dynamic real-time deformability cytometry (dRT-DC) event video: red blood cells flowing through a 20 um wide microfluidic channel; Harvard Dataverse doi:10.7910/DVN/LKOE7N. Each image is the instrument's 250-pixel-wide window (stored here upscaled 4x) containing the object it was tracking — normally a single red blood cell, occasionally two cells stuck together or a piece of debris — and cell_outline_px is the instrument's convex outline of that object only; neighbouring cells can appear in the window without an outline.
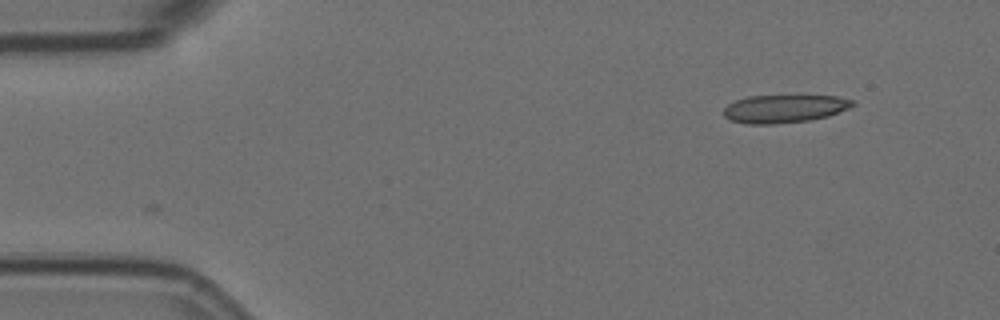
{"species": "Egyptian fruit bat (a non-hibernating species)", "species_latin": "Rousettus aegyptiacus", "temperature_condition": "room temperature", "stored_images_in_passage": 2, "camera_frame_rate_fps": 3000, "um_per_image_px": 0.085, "animal": {"sex": "female"}, "frame": {"image": 1, "passage_image": 2, "time_ms": 0.333, "image_size_px": [1000, 320], "cell_outline_px": [[856, 104], [848, 108], [828, 116], [808, 120], [776, 124], [744, 124], [732, 120], [724, 116], [724, 108], [728, 104], [736, 100], [748, 96], [836, 96], [852, 100]], "centroid_in_image_um": [66.64, 9.24], "position_along_channel_um": 18.4, "area_um2": 20.87}}